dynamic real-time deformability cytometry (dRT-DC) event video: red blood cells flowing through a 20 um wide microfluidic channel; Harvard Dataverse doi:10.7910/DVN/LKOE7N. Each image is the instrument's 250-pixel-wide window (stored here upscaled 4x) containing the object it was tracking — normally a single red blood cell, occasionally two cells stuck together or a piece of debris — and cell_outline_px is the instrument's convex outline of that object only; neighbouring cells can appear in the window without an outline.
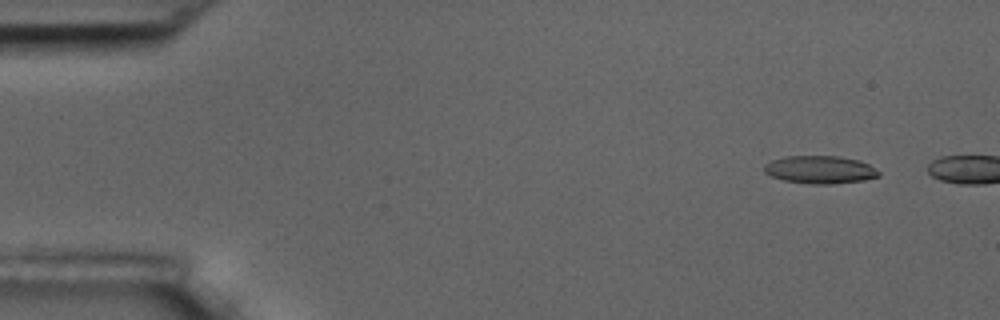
{"species": "common noctule bat (a hibernating species)", "species_latin": "Nyctalus noctula", "temperature_condition": "room temperature", "stored_images_in_passage": 2, "camera_frame_rate_fps": 3000, "um_per_image_px": 0.085, "animal": {"sex": "male", "body_mass_g": 17.5, "forearm_length_mm": 52.3}, "frame": {"image": 1, "passage_image": 1, "time_ms": 0.0, "image_size_px": [1000, 320], "cell_outline_px": [[880, 176], [864, 180], [832, 184], [812, 184], [784, 180], [772, 176], [764, 172], [764, 164], [772, 160], [784, 156], [840, 156], [860, 160], [868, 164], [880, 172]], "centroid_in_image_um": [69.71, 14.41], "position_along_channel_um": 15.3, "area_um2": 18.61}}